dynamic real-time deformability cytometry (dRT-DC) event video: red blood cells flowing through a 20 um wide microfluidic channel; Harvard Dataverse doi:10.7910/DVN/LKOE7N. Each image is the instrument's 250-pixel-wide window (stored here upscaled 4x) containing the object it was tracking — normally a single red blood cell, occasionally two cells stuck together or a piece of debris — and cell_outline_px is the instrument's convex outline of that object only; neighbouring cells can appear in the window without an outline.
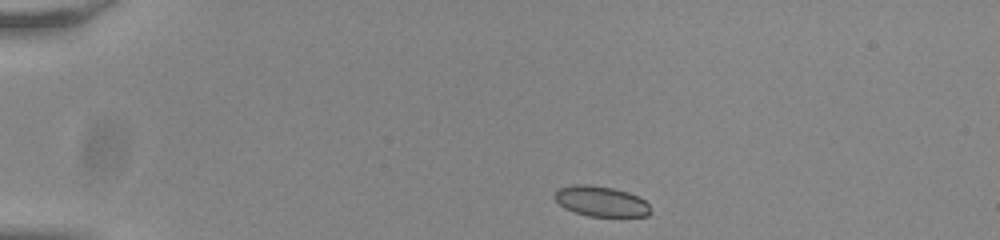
{"species": "common noctule bat (a hibernating species)", "species_latin": "Nyctalus noctula", "temperature_condition": "room temperature", "stored_images_in_passage": 12, "camera_frame_rate_fps": 3000, "um_per_image_px": 0.085, "animal": {"sex": "male", "body_mass_g": 20.0, "forearm_length_mm": 53.3}, "frame": {"image": 1, "passage_image": 1, "time_ms": 0.0, "image_size_px": [1000, 240], "cell_outline_px": [[652, 212], [648, 216], [588, 216], [564, 208], [552, 196], [556, 188], [572, 184], [588, 184], [612, 188], [628, 192], [644, 200], [648, 204]], "centroid_in_image_um": [51.04, 17.1], "position_along_channel_um": 34.0, "area_um2": 17.05}}
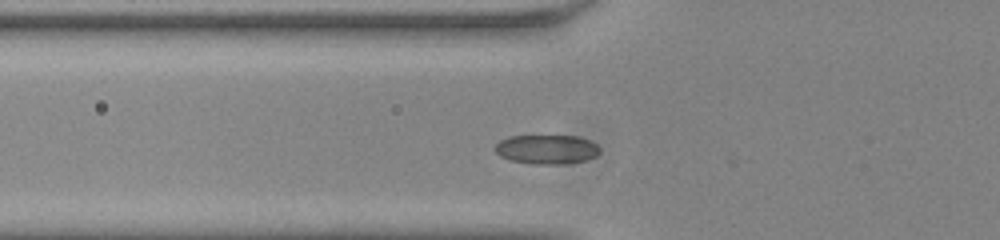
{"frame": {"image": 2, "passage_image": 10, "time_ms": 3.0, "image_size_px": [1000, 240], "cell_outline_px": [[600, 152], [596, 156], [588, 160], [564, 164], [532, 164], [512, 160], [500, 156], [492, 148], [500, 140], [508, 136], [576, 136], [588, 140], [596, 144], [600, 148]], "centroid_in_image_um": [46.47, 12.7], "position_along_channel_um": 79.3, "area_um2": 17.98}}